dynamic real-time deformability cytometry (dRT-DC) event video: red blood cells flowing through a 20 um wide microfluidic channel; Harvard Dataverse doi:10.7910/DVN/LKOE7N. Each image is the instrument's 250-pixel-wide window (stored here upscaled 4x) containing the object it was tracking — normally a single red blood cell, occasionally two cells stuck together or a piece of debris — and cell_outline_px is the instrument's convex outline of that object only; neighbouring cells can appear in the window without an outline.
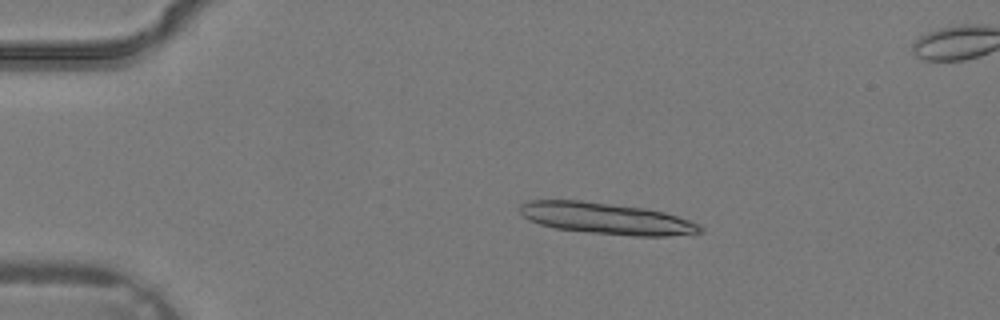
{"species": "common noctule bat (a hibernating species)", "species_latin": "Nyctalus noctula", "temperature_condition": "warm", "stored_images_in_passage": 4, "camera_frame_rate_fps": 3000, "um_per_image_px": 0.085, "animal": {"sex": "male", "body_mass_g": 19.2, "forearm_length_mm": 51.8}, "frame": {"image": 1, "passage_image": 3, "time_ms": 0.667, "image_size_px": [1000, 320], "cell_outline_px": [[704, 232], [668, 236], [632, 236], [592, 232], [556, 228], [540, 224], [528, 220], [520, 212], [520, 204], [528, 200], [580, 200], [644, 208], [664, 212], [700, 224], [704, 228]], "centroid_in_image_um": [51.56, 18.57], "position_along_channel_um": 33.4, "area_um2": 32.83}}